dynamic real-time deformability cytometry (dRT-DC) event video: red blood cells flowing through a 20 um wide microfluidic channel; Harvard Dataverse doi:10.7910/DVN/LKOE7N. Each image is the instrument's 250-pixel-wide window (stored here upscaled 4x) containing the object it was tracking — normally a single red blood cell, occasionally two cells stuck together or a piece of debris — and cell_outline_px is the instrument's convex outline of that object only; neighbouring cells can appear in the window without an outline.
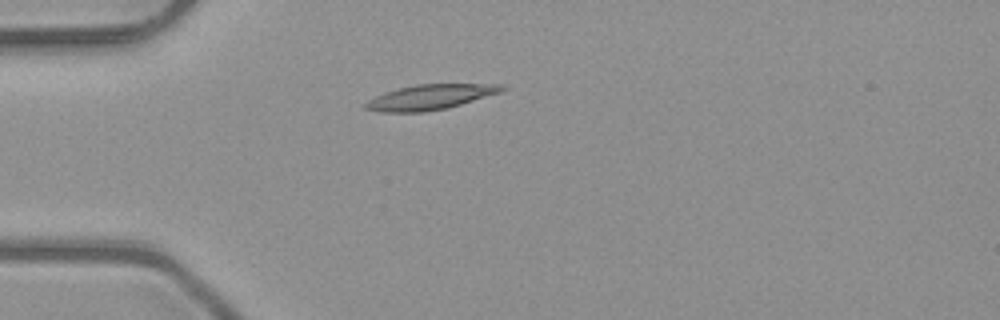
{"species": "common noctule bat (a hibernating species)", "species_latin": "Nyctalus noctula", "temperature_condition": "room temperature", "stored_images_in_passage": 3, "camera_frame_rate_fps": 3000, "um_per_image_px": 0.085, "animal": {"sex": "male", "body_mass_g": 23.1, "forearm_length_mm": 52.7}, "frame": {"image": 1, "passage_image": 2, "time_ms": 0.333, "image_size_px": [1000, 320], "cell_outline_px": [[508, 88], [500, 92], [448, 108], [424, 112], [380, 112], [364, 108], [364, 104], [368, 100], [384, 92], [416, 84], [500, 84]], "centroid_in_image_um": [36.55, 8.25], "position_along_channel_um": 48.4, "area_um2": 19.83}}